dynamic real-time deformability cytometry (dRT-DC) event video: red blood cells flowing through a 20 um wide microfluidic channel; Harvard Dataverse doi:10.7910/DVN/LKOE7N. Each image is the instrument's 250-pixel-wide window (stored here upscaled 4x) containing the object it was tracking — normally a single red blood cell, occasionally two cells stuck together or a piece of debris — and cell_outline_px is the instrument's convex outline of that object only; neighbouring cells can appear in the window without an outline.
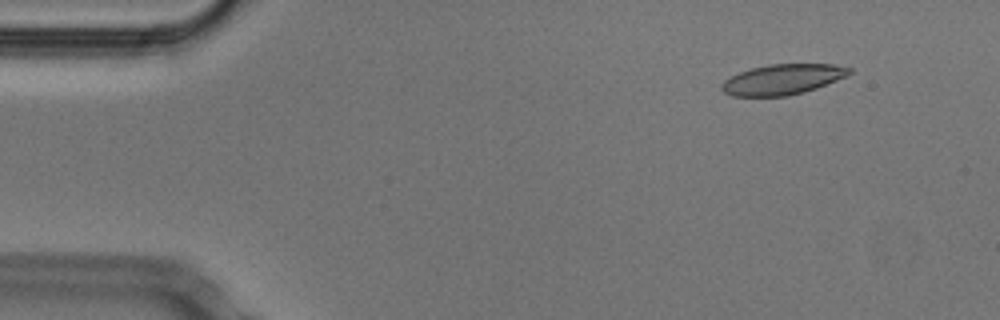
{"species": "Egyptian fruit bat (a non-hibernating species)", "species_latin": "Rousettus aegyptiacus", "temperature_condition": "cold", "stored_images_in_passage": 52, "camera_frame_rate_fps": 3000, "um_per_image_px": 0.085, "animal": {"sex": "male"}, "frame": {"image": 1, "passage_image": 5, "time_ms": 1.333, "image_size_px": [1000, 320], "cell_outline_px": [[852, 72], [848, 76], [816, 88], [804, 92], [788, 96], [732, 96], [724, 92], [720, 88], [720, 84], [724, 80], [740, 72], [752, 68], [768, 64], [832, 64], [852, 68]], "centroid_in_image_um": [66.53, 6.75], "position_along_channel_um": 18.5, "area_um2": 22.66}}
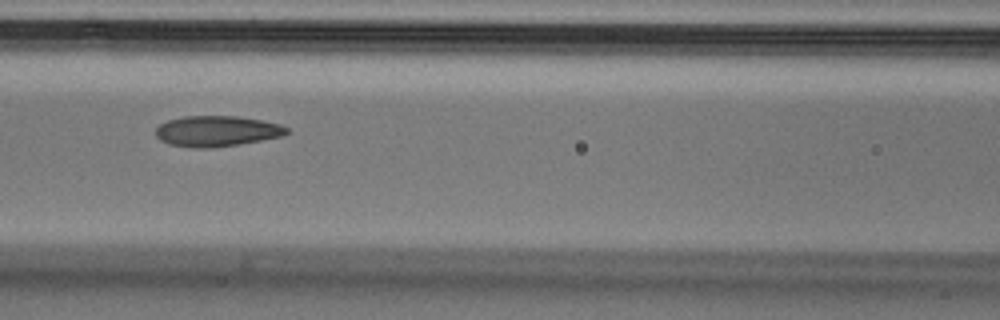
{"frame": {"image": 2, "passage_image": 22, "time_ms": 7.0, "image_size_px": [1000, 320], "cell_outline_px": [[288, 132], [284, 136], [240, 144], [208, 148], [196, 148], [168, 144], [160, 140], [156, 136], [156, 128], [160, 124], [168, 120], [184, 116], [236, 116], [260, 120], [280, 124], [288, 128]], "centroid_in_image_um": [18.43, 11.15], "position_along_channel_um": 148.2, "area_um2": 23.41}}
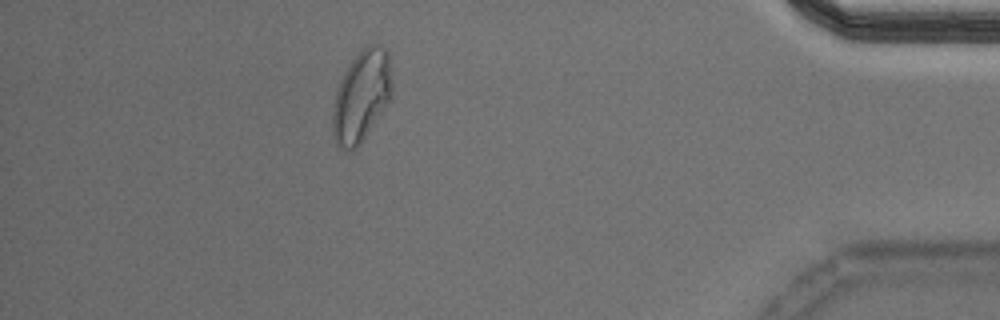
{"frame": {"image": 3, "passage_image": 46, "time_ms": 15.0, "image_size_px": [1000, 320], "cell_outline_px": [[392, 96], [360, 144], [352, 152], [348, 152], [340, 148], [336, 144], [332, 132], [332, 108], [336, 88], [348, 64], [368, 44], [380, 44], [388, 52], [392, 84]], "centroid_in_image_um": [30.7, 8.19], "position_along_channel_um": 404.5, "area_um2": 31.79}, "authors_computed_cell_mechanics": {"area_um2": 23.698, "velocity_mm_per_s": 3.7945, "shape_relaxation_time_tau1_ms": null, "shape_relaxation_time_tau2_ms": 1.9578, "deformation_change_tau1": null, "deformation_change_tau2": 0.0763}}